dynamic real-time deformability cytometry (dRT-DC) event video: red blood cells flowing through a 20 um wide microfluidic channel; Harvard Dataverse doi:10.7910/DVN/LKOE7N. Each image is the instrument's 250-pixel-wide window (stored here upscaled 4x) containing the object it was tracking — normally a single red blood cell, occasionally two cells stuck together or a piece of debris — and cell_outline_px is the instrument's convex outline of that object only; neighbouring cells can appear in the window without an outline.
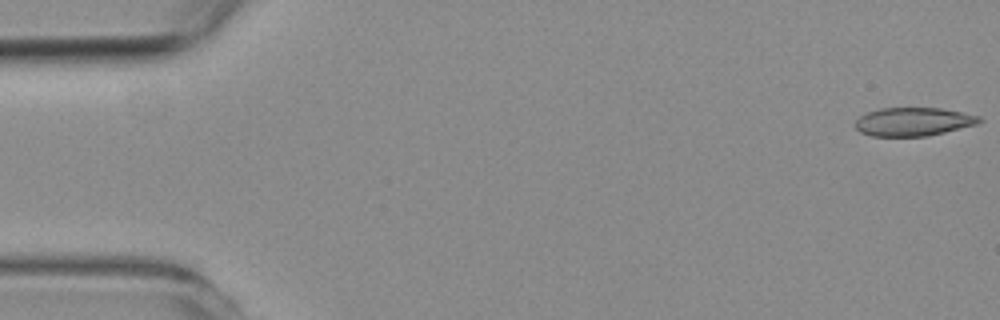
{"species": "common noctule bat (a hibernating species)", "species_latin": "Nyctalus noctula", "temperature_condition": "room temperature", "stored_images_in_passage": 57, "camera_frame_rate_fps": 3000, "um_per_image_px": 0.085, "animal": {"sex": "female", "body_mass_g": 19.3, "forearm_length_mm": 54.1}, "frame": {"image": 1, "passage_image": 1, "time_ms": 0.0, "image_size_px": [1000, 320], "cell_outline_px": [[984, 120], [976, 124], [928, 136], [872, 136], [860, 132], [856, 128], [856, 120], [860, 116], [868, 112], [880, 108], [940, 108], [980, 116]], "centroid_in_image_um": [77.63, 10.34], "position_along_channel_um": 7.4, "area_um2": 20.4}}
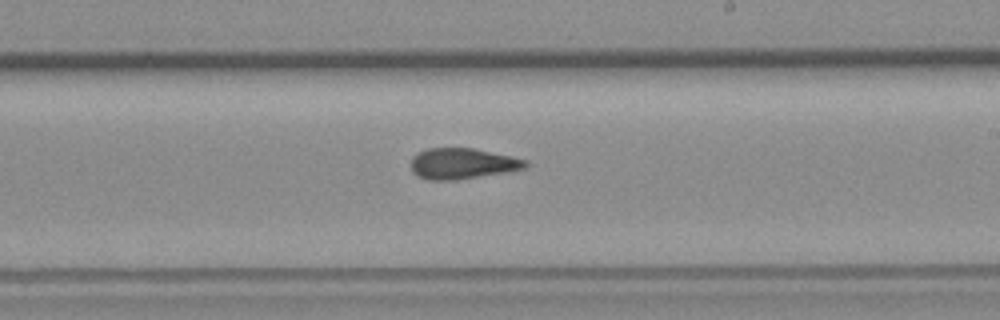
{"frame": {"image": 2, "passage_image": 33, "time_ms": 10.667, "image_size_px": [1000, 320], "cell_outline_px": [[528, 164], [524, 168], [512, 172], [456, 180], [428, 180], [412, 172], [412, 156], [416, 152], [428, 148], [472, 148], [512, 156], [528, 160]], "centroid_in_image_um": [39.33, 13.91], "position_along_channel_um": 249.7, "area_um2": 20.81}}
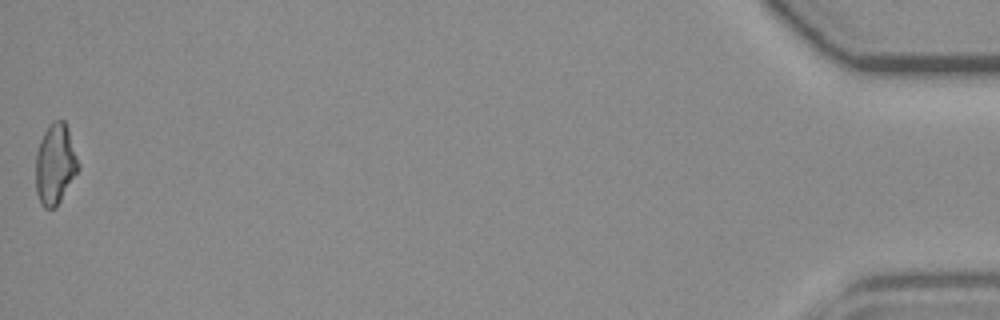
{"frame": {"image": 3, "passage_image": 57, "time_ms": 18.667, "image_size_px": [1000, 320], "cell_outline_px": [[80, 168], [56, 208], [44, 208], [40, 204], [36, 192], [36, 152], [40, 140], [48, 124], [52, 120], [64, 120], [68, 128], [80, 164]], "centroid_in_image_um": [4.7, 13.95], "position_along_channel_um": 430.5, "area_um2": 20.29}, "authors_computed_cell_mechanics": {"area_um2": 20.808, "velocity_mm_per_s": 3.5775, "shape_relaxation_time_tau1_ms": null, "shape_relaxation_time_tau2_ms": 3.8704, "deformation_change_tau1": null, "deformation_change_tau2": 0.1016}}